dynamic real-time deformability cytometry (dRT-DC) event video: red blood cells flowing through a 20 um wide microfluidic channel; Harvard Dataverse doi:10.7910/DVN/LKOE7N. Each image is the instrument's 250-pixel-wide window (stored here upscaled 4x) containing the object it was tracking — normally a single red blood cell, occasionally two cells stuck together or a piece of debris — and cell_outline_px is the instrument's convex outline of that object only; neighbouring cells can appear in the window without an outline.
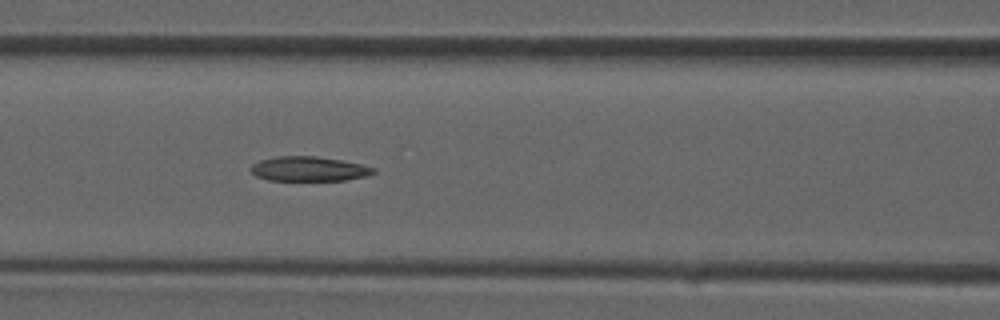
{"species": "common noctule bat (a hibernating species)", "species_latin": "Nyctalus noctula", "temperature_condition": "room temperature", "stored_images_in_passage": 37, "camera_frame_rate_fps": 3000, "um_per_image_px": 0.085, "animal": {"sex": "male", "forearm_length_mm": 52.5}, "frame": {"image": 1, "passage_image": 16, "time_ms": 5.0, "image_size_px": [1000, 320], "cell_outline_px": [[376, 172], [368, 176], [344, 180], [268, 180], [256, 176], [248, 168], [252, 164], [260, 160], [276, 156], [316, 156], [340, 160], [360, 164], [376, 168]], "centroid_in_image_um": [26.24, 14.35], "position_along_channel_um": 140.4, "area_um2": 17.63}}